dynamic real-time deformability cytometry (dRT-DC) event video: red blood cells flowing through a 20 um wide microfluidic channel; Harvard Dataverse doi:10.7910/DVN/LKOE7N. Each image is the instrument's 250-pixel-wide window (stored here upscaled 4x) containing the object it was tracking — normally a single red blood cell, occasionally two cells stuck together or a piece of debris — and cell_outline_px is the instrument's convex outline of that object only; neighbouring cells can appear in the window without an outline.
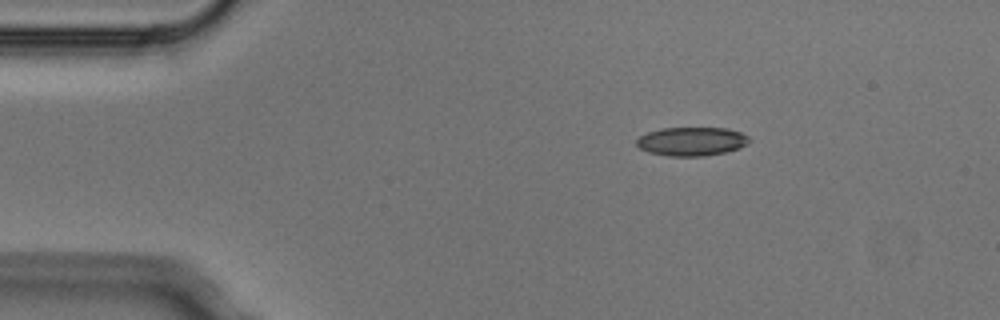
{"species": "Egyptian fruit bat (a non-hibernating species)", "species_latin": "Rousettus aegyptiacus", "temperature_condition": "cold", "stored_images_in_passage": 5, "segment_of_instrument_passage": [1, 2], "camera_frame_rate_fps": 3000, "um_per_image_px": 0.085, "animal": {"sex": "male"}, "frame": {"image": 1, "passage_image": 2, "time_ms": 0.333, "image_size_px": [1000, 320], "cell_outline_px": [[752, 140], [748, 144], [740, 148], [724, 152], [704, 156], [668, 156], [648, 152], [640, 148], [636, 144], [636, 140], [640, 136], [648, 132], [660, 128], [728, 128], [740, 132], [748, 136]], "centroid_in_image_um": [58.81, 12.02], "position_along_channel_um": 26.2, "area_um2": 18.96}}
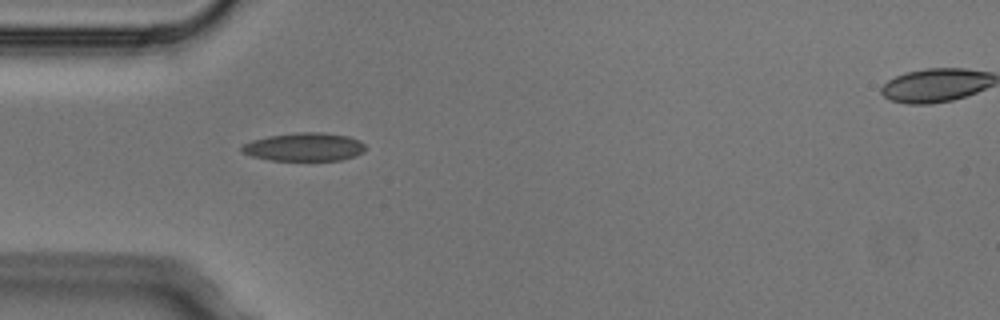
{"frame": {"image": 2, "passage_image": 4, "time_ms": 1.0, "image_size_px": [1000, 320], "cell_outline_px": [[364, 152], [340, 160], [272, 160], [252, 156], [244, 152], [240, 148], [244, 144], [252, 140], [268, 136], [296, 132], [320, 132], [348, 136], [360, 140], [364, 144]], "centroid_in_image_um": [25.87, 12.48], "position_along_channel_um": 59.1, "area_um2": 20.17}}